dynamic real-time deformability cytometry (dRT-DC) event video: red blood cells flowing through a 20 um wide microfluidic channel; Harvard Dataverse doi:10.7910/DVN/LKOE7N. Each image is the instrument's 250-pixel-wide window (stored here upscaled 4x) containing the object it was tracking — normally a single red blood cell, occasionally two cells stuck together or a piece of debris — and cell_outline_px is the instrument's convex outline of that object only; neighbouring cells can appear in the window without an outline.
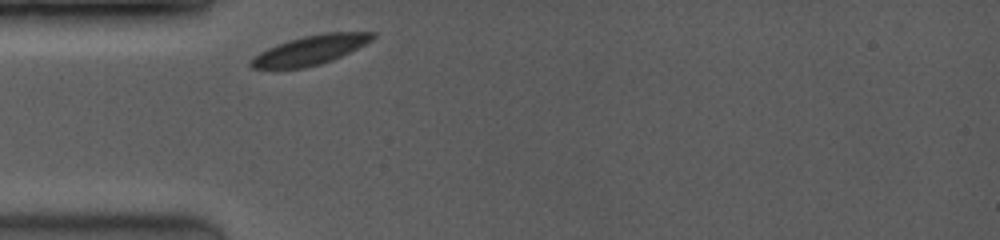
{"species": "common noctule bat (a hibernating species)", "species_latin": "Nyctalus noctula", "temperature_condition": "room temperature", "stored_images_in_passage": 1, "camera_frame_rate_fps": 3500, "um_per_image_px": 0.085, "animal": {"sex": "female", "body_mass_g": 19.0, "forearm_length_mm": 53.3}, "frame": {"image": 1, "passage_image": 1, "time_ms": 0.0, "image_size_px": [1000, 240], "cell_outline_px": [[376, 36], [372, 40], [332, 60], [320, 64], [304, 68], [252, 68], [248, 64], [248, 60], [260, 52], [268, 48], [288, 40], [304, 36], [324, 32], [376, 32]], "centroid_in_image_um": [26.35, 4.25], "position_along_channel_um": 58.7, "area_um2": 20.58}}